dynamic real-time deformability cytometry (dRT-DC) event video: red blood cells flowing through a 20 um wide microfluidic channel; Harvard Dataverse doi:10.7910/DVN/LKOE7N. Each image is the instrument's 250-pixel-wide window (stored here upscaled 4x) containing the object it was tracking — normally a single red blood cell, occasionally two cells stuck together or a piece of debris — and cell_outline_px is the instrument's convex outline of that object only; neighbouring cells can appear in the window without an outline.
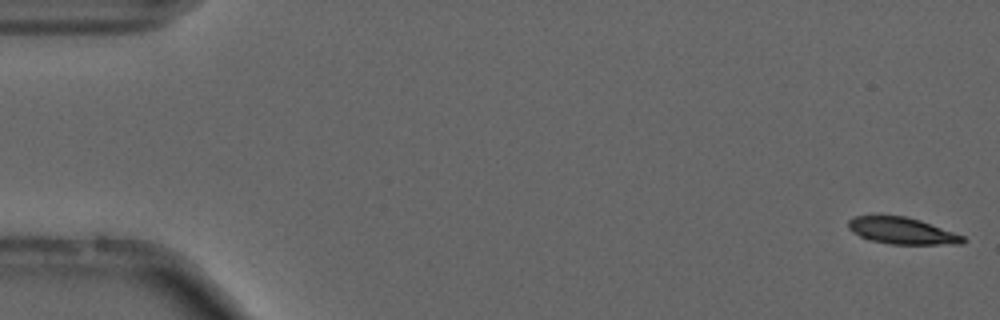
{"species": "common noctule bat (a hibernating species)", "species_latin": "Nyctalus noctula", "temperature_condition": "cold", "stored_images_in_passage": 54, "camera_frame_rate_fps": 3000, "um_per_image_px": 0.085, "animal": {"sex": "male", "forearm_length_mm": 52.5}, "frame": {"image": 1, "passage_image": 1, "time_ms": 0.0, "image_size_px": [1000, 320], "cell_outline_px": [[968, 240], [964, 244], [892, 244], [868, 240], [852, 232], [848, 228], [848, 220], [856, 216], [904, 216], [920, 220], [964, 236]], "centroid_in_image_um": [76.68, 19.63], "position_along_channel_um": 8.3, "area_um2": 17.74}}
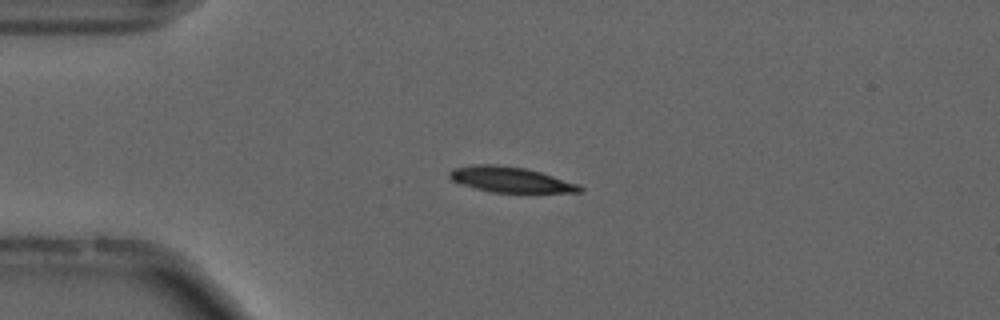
{"frame": {"image": 2, "passage_image": 13, "time_ms": 4.0, "image_size_px": [1000, 320], "cell_outline_px": [[584, 192], [492, 192], [460, 184], [452, 180], [448, 176], [448, 172], [452, 168], [476, 164], [492, 164], [524, 168], [540, 172], [580, 184], [584, 188]], "centroid_in_image_um": [43.38, 15.26], "position_along_channel_um": 41.6, "area_um2": 19.25}}